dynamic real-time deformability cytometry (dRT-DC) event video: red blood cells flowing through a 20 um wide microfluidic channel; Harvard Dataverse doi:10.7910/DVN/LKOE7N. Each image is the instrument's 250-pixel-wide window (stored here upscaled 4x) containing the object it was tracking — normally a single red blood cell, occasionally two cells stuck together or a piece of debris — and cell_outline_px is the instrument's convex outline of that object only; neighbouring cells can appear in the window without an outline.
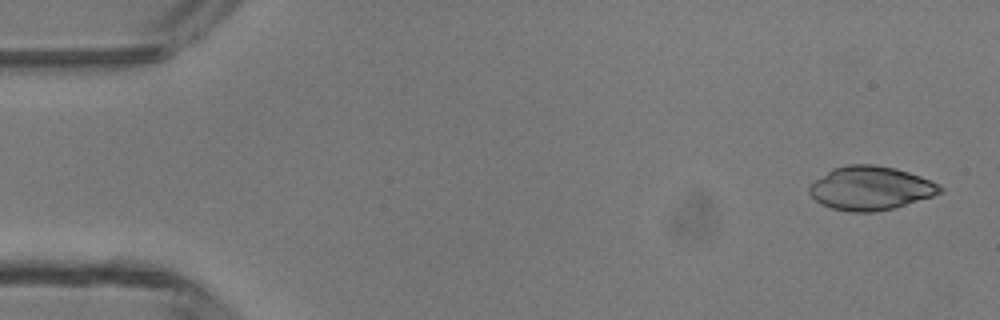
{"species": "common noctule bat (a hibernating species)", "species_latin": "Nyctalus noctula", "temperature_condition": "room temperature", "stored_images_in_passage": 4, "camera_frame_rate_fps": 3000, "um_per_image_px": 0.085, "animal": {"sex": "male", "body_mass_g": 13.3}, "frame": {"image": 1, "passage_image": 1, "time_ms": 0.0, "image_size_px": [1000, 320], "cell_outline_px": [[944, 192], [896, 208], [876, 212], [848, 212], [832, 208], [820, 204], [808, 192], [808, 188], [816, 180], [832, 168], [848, 164], [872, 164], [896, 168], [920, 176], [944, 188]], "centroid_in_image_um": [73.99, 16.0], "position_along_channel_um": 11.0, "area_um2": 33.35}}